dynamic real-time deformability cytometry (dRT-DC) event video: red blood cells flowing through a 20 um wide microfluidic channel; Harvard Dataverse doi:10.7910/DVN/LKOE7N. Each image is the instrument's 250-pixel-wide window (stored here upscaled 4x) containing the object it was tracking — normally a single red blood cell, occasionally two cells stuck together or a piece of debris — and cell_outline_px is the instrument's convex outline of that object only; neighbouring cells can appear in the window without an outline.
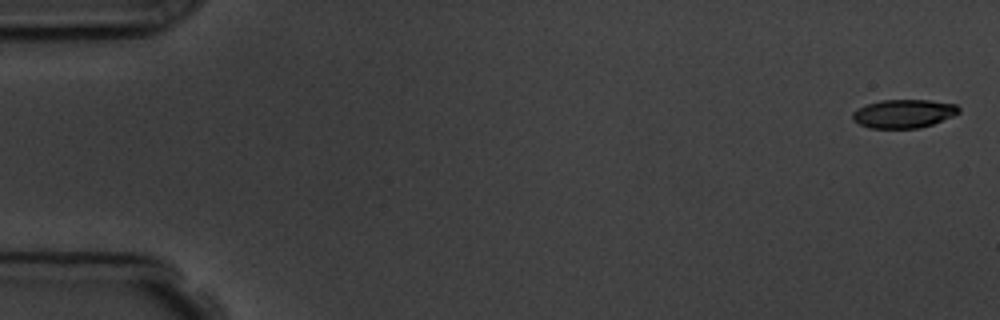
{"species": "common noctule bat (a hibernating species)", "species_latin": "Nyctalus noctula", "temperature_condition": "room temperature", "stored_images_in_passage": 6, "camera_frame_rate_fps": 3000, "um_per_image_px": 0.085, "animal": {"sex": "male", "body_mass_g": 19.5, "forearm_length_mm": 54.6}, "frame": {"image": 1, "passage_image": 1, "time_ms": 0.0, "image_size_px": [1000, 320], "cell_outline_px": [[960, 112], [952, 116], [932, 124], [920, 128], [868, 128], [852, 120], [852, 112], [856, 108], [880, 100], [928, 100], [956, 104], [960, 108]], "centroid_in_image_um": [76.79, 9.66], "position_along_channel_um": 8.2, "area_um2": 17.69}}